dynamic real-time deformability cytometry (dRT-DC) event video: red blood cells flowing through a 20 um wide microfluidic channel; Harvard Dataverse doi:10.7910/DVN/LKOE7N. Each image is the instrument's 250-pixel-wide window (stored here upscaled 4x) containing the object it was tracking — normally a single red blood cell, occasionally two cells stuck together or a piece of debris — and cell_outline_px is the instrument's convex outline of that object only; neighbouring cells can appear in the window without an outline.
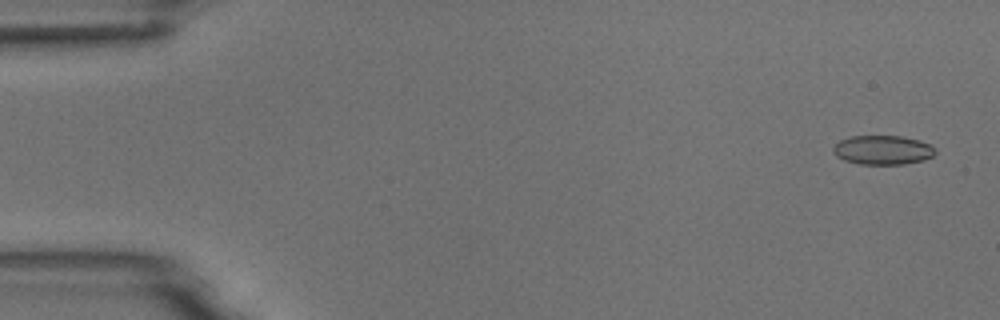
{"species": "common noctule bat (a hibernating species)", "species_latin": "Nyctalus noctula", "temperature_condition": "room temperature", "stored_images_in_passage": 3, "camera_frame_rate_fps": 3000, "um_per_image_px": 0.085, "animal": {"sex": "male", "body_mass_g": 18.8}, "frame": {"image": 1, "passage_image": 1, "time_ms": 0.0, "image_size_px": [1000, 320], "cell_outline_px": [[936, 152], [932, 156], [924, 160], [904, 164], [860, 164], [844, 160], [836, 156], [832, 148], [840, 140], [852, 136], [900, 136], [920, 140], [936, 148]], "centroid_in_image_um": [75.04, 12.75], "position_along_channel_um": 10.0, "area_um2": 17.34}}